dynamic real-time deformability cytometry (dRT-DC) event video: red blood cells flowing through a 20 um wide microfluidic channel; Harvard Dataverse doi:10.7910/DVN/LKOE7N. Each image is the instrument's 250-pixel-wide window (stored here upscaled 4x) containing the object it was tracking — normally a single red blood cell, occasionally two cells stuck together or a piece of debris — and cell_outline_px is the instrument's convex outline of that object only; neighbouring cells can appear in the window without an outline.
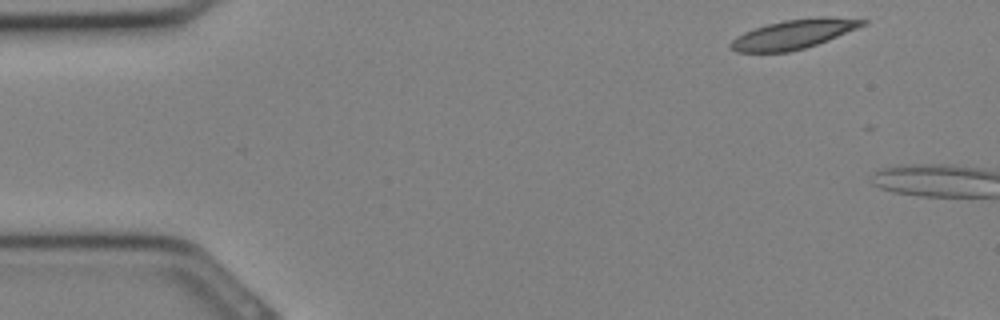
{"species": "Egyptian fruit bat (a non-hibernating species)", "species_latin": "Rousettus aegyptiacus", "temperature_condition": "cold", "stored_images_in_passage": 2, "camera_frame_rate_fps": 3000, "um_per_image_px": 0.085, "animal": {"sex": "female"}, "frame": {"image": 1, "passage_image": 1, "time_ms": 0.0, "image_size_px": [1000, 320], "cell_outline_px": [[868, 24], [828, 40], [804, 48], [788, 52], [736, 52], [728, 44], [736, 36], [744, 32], [768, 24], [784, 20], [820, 16], [828, 16], [868, 20]], "centroid_in_image_um": [67.49, 2.89], "position_along_channel_um": 17.5, "area_um2": 22.48}}